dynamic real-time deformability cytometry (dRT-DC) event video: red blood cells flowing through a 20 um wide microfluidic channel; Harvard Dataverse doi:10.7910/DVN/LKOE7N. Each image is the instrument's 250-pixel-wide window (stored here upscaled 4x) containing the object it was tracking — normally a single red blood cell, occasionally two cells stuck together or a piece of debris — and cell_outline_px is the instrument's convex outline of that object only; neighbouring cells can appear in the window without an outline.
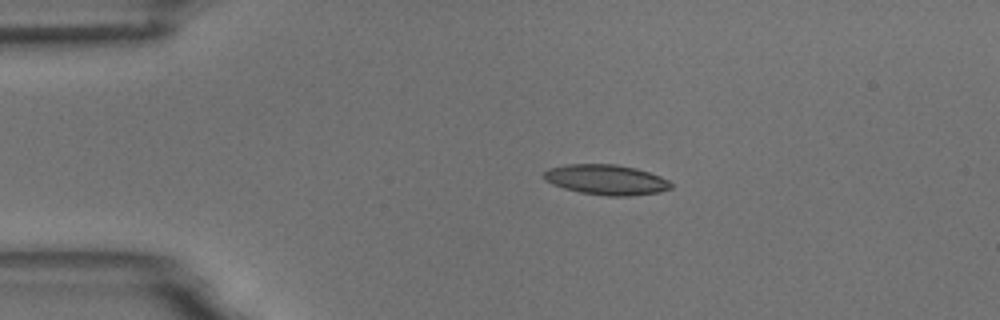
{"species": "common noctule bat (a hibernating species)", "species_latin": "Nyctalus noctula", "temperature_condition": "room temperature", "stored_images_in_passage": 4, "camera_frame_rate_fps": 3000, "um_per_image_px": 0.085, "animal": {"sex": "male", "body_mass_g": 18.8}, "frame": {"image": 1, "passage_image": 3, "time_ms": 2.333, "image_size_px": [1000, 320], "cell_outline_px": [[672, 188], [660, 192], [628, 196], [608, 196], [580, 192], [564, 188], [552, 184], [544, 180], [544, 172], [548, 168], [568, 164], [616, 164], [636, 168], [660, 176], [668, 180], [672, 184]], "centroid_in_image_um": [51.53, 15.27], "position_along_channel_um": 33.5, "area_um2": 22.37}}